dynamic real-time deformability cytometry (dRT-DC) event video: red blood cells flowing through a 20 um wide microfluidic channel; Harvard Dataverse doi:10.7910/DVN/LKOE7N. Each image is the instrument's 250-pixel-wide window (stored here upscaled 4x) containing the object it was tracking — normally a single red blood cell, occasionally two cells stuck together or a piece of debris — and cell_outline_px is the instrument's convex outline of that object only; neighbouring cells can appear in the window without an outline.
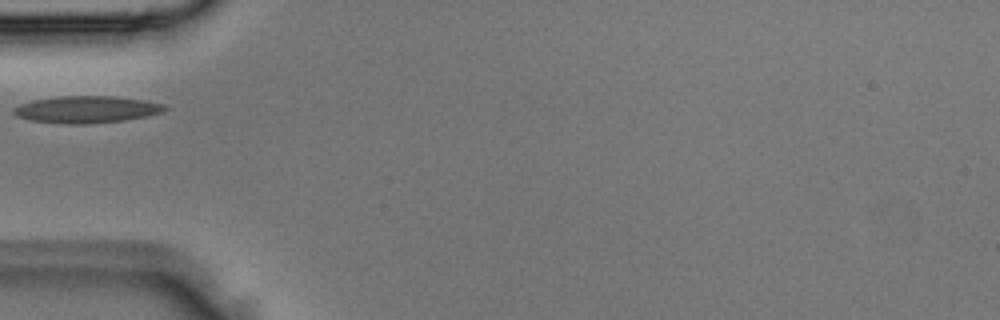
{"species": "Egyptian fruit bat (a non-hibernating species)", "species_latin": "Rousettus aegyptiacus", "temperature_condition": "room temperature", "stored_images_in_passage": 2, "camera_frame_rate_fps": 3000, "um_per_image_px": 0.085, "animal": {"sex": "male"}, "frame": {"image": 1, "passage_image": 2, "time_ms": 0.333, "image_size_px": [1000, 320], "cell_outline_px": [[168, 108], [160, 112], [144, 116], [124, 120], [76, 124], [68, 124], [32, 120], [16, 116], [12, 112], [12, 108], [20, 104], [36, 100], [60, 96], [112, 96], [144, 100], [164, 104]], "centroid_in_image_um": [7.33, 9.29], "position_along_channel_um": 77.7, "area_um2": 23.29}}